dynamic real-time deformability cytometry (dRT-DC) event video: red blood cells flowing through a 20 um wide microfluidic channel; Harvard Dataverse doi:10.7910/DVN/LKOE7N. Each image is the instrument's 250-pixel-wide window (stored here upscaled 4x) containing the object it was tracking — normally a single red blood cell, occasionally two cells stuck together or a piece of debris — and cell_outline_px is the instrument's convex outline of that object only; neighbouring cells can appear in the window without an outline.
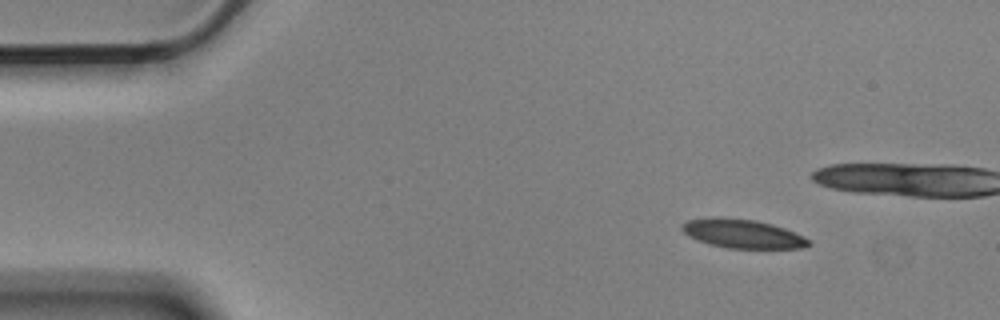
{"species": "Egyptian fruit bat (a non-hibernating species)", "species_latin": "Rousettus aegyptiacus", "temperature_condition": "cold", "stored_images_in_passage": 10, "camera_frame_rate_fps": 3000, "um_per_image_px": 0.085, "animal": {"sex": "male"}, "frame": {"image": 1, "passage_image": 1, "time_ms": 0.0, "image_size_px": [1000, 320], "cell_outline_px": [[812, 244], [800, 248], [728, 248], [708, 244], [688, 236], [680, 228], [680, 224], [688, 220], [756, 220], [772, 224], [784, 228], [812, 240]], "centroid_in_image_um": [63.19, 19.92], "position_along_channel_um": 21.8, "area_um2": 20.46}}